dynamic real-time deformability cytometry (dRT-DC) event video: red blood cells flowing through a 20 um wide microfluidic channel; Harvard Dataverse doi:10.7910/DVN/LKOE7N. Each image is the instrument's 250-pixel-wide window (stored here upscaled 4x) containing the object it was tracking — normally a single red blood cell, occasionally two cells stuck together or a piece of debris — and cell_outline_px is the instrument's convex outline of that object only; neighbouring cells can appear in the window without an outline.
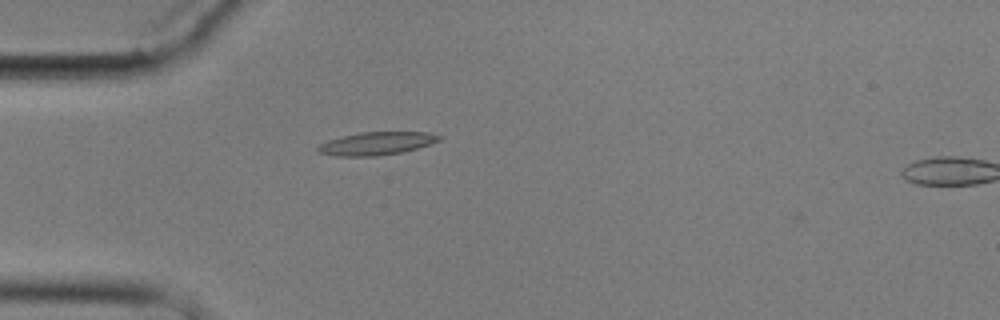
{"species": "common noctule bat (a hibernating species)", "species_latin": "Nyctalus noctula", "temperature_condition": "cold", "stored_images_in_passage": 3, "camera_frame_rate_fps": 3000, "um_per_image_px": 0.085, "animal": {"sex": "male", "body_mass_g": 17.9}, "frame": {"image": 1, "passage_image": 2, "time_ms": 2.0, "image_size_px": [1000, 320], "cell_outline_px": [[444, 136], [440, 140], [404, 152], [376, 156], [336, 156], [320, 152], [316, 148], [320, 144], [328, 140], [360, 132], [424, 132]], "centroid_in_image_um": [32.01, 12.19], "position_along_channel_um": 53.0, "area_um2": 16.07}}